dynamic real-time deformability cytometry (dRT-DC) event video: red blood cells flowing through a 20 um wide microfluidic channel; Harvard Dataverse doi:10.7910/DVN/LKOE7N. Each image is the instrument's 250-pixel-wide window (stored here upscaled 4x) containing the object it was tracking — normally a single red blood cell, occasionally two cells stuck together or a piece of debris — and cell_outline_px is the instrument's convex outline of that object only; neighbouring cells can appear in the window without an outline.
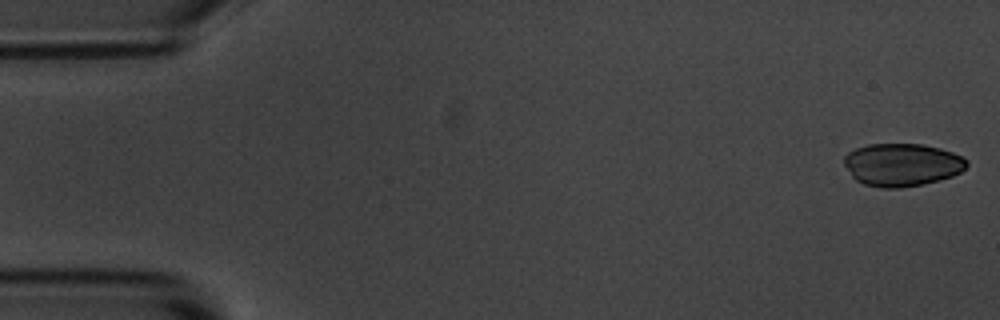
{"species": "common noctule bat (a hibernating species)", "species_latin": "Nyctalus noctula", "temperature_condition": "room temperature", "stored_images_in_passage": 55, "camera_frame_rate_fps": 3000, "um_per_image_px": 0.085, "animal": {"sex": "male", "body_mass_g": 20.1, "forearm_length_mm": 53.5}, "frame": {"image": 1, "passage_image": 1, "time_ms": 0.0, "image_size_px": [1000, 320], "cell_outline_px": [[968, 164], [960, 172], [952, 176], [924, 184], [900, 188], [884, 188], [864, 184], [856, 180], [852, 176], [844, 164], [844, 156], [848, 152], [856, 148], [868, 144], [920, 144], [940, 148], [964, 156], [968, 160]], "centroid_in_image_um": [76.68, 14.0], "position_along_channel_um": 8.3, "area_um2": 30.63}}
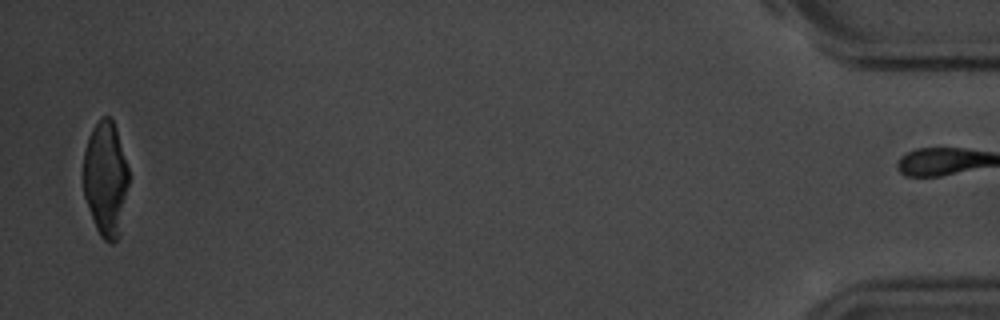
{"frame": {"image": 2, "passage_image": 54, "time_ms": 17.667, "image_size_px": [1000, 320], "cell_outline_px": [[128, 184], [120, 236], [112, 244], [104, 240], [100, 236], [96, 228], [84, 196], [84, 152], [92, 128], [104, 116], [108, 116], [112, 120], [116, 128], [128, 168]], "centroid_in_image_um": [8.99, 15.24], "position_along_channel_um": 426.2, "area_um2": 30.11}}